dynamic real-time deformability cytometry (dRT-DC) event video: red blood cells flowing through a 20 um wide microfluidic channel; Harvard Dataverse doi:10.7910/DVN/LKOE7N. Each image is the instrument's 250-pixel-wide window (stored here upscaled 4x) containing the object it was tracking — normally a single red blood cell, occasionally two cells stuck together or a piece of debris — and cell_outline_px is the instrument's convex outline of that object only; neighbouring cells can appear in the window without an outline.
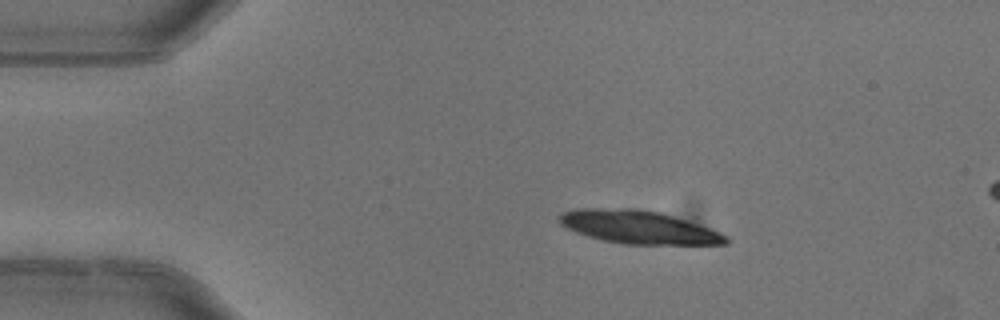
{"species": "common noctule bat (a hibernating species)", "species_latin": "Nyctalus noctula", "temperature_condition": "warm", "stored_images_in_passage": 2, "camera_frame_rate_fps": 3000, "um_per_image_px": 0.085, "animal": {"sex": "female"}, "frame": {"image": 1, "passage_image": 2, "time_ms": 0.333, "image_size_px": [1000, 320], "cell_outline_px": [[728, 244], [624, 244], [604, 240], [588, 236], [576, 232], [560, 224], [560, 216], [564, 212], [576, 208], [636, 208], [660, 212], [700, 224], [720, 232], [728, 236]], "centroid_in_image_um": [54.3, 19.3], "position_along_channel_um": 30.7, "area_um2": 32.02}}